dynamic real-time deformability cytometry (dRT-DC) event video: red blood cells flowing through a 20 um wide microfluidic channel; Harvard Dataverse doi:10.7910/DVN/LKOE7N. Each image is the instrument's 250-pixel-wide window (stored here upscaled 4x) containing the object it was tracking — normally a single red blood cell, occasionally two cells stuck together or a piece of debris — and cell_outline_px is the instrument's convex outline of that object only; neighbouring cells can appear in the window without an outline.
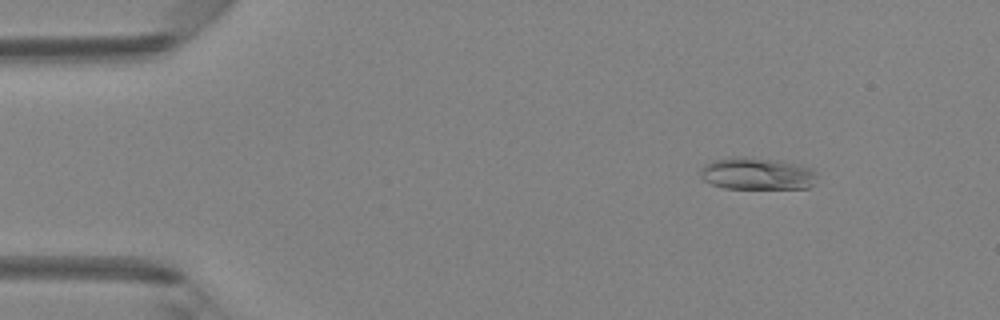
{"species": "Egyptian fruit bat (a non-hibernating species)", "species_latin": "Rousettus aegyptiacus", "temperature_condition": "room temperature", "stored_images_in_passage": 47, "camera_frame_rate_fps": 3000, "um_per_image_px": 0.085, "animal": {"sex": "female"}, "frame": {"image": 1, "passage_image": 6, "time_ms": 1.667, "image_size_px": [1000, 320], "cell_outline_px": [[816, 176], [812, 184], [808, 188], [724, 188], [712, 184], [704, 180], [700, 176], [700, 168], [704, 164], [712, 160], [728, 156], [752, 156], [780, 160], [812, 168], [816, 172]], "centroid_in_image_um": [64.3, 14.73], "position_along_channel_um": 20.7, "area_um2": 22.2}}
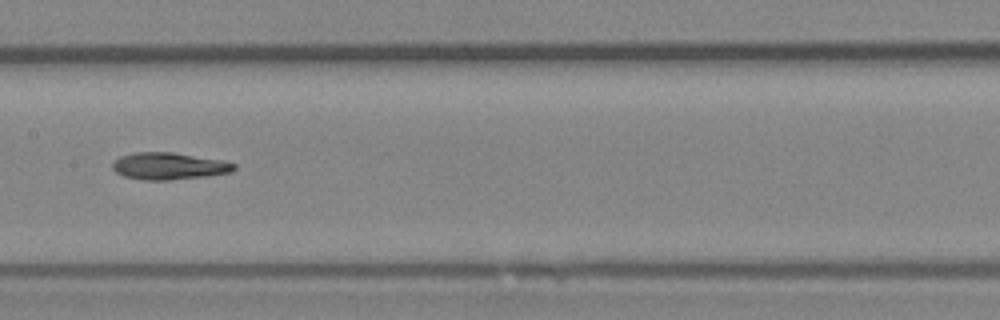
{"frame": {"image": 2, "passage_image": 24, "time_ms": 7.667, "image_size_px": [1000, 320], "cell_outline_px": [[236, 168], [232, 172], [208, 176], [168, 180], [144, 180], [124, 176], [116, 172], [112, 168], [112, 164], [120, 156], [136, 152], [172, 152], [224, 160], [236, 164]], "centroid_in_image_um": [14.39, 14.11], "position_along_channel_um": 193.0, "area_um2": 19.19}}
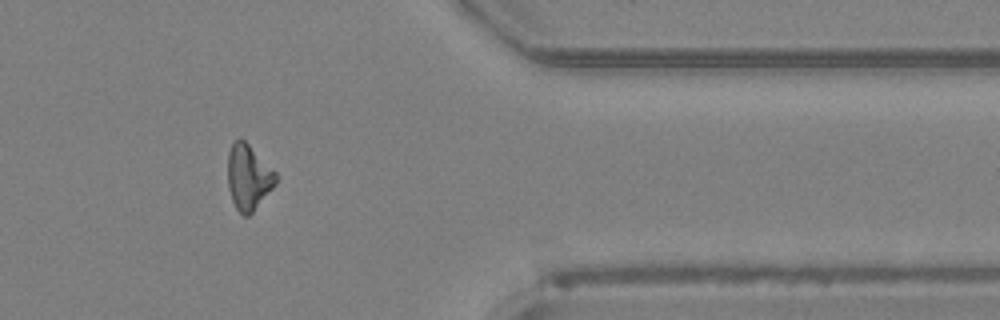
{"frame": {"image": 3, "passage_image": 39, "time_ms": 12.667, "image_size_px": [1000, 320], "cell_outline_px": [[276, 184], [252, 212], [248, 216], [244, 216], [236, 208], [232, 200], [228, 188], [228, 152], [232, 144], [240, 136], [276, 172]], "centroid_in_image_um": [21.1, 15.05], "position_along_channel_um": 390.3, "area_um2": 18.09}, "authors_computed_cell_mechanics": {"area_um2": 19.0162, "velocity_mm_per_s": 4.3324, "shape_relaxation_time_tau1_ms": 6.4839, "shape_relaxation_time_tau2_ms": 4.7453, "deformation_change_tau1": 0.1736, "deformation_change_tau2": 0.1422}}